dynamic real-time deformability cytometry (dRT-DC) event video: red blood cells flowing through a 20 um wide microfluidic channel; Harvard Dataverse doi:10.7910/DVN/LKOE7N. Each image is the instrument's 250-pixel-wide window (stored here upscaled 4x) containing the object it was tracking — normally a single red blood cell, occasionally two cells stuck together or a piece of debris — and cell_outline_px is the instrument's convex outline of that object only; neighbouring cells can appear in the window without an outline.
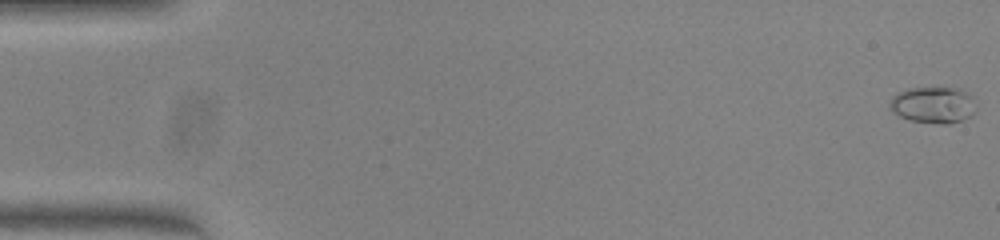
{"species": "common noctule bat (a hibernating species)", "species_latin": "Nyctalus noctula", "temperature_condition": "warm", "stored_images_in_passage": 51, "camera_frame_rate_fps": 3000, "um_per_image_px": 0.085, "animal": {"sex": "female", "body_mass_g": 23.0, "forearm_length_mm": 53.4}, "frame": {"image": 1, "passage_image": 1, "time_ms": 0.0, "image_size_px": [1000, 240], "cell_outline_px": [[976, 112], [972, 116], [948, 124], [944, 124], [908, 120], [900, 116], [888, 108], [888, 104], [892, 96], [908, 88], [960, 88], [976, 96]], "centroid_in_image_um": [79.38, 8.91], "position_along_channel_um": 5.6, "area_um2": 18.73}}
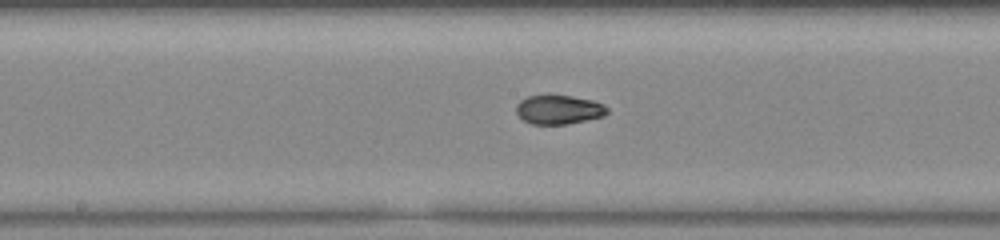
{"frame": {"image": 2, "passage_image": 27, "time_ms": 8.667, "image_size_px": [1000, 240], "cell_outline_px": [[608, 112], [604, 116], [568, 124], [532, 124], [524, 120], [516, 112], [516, 104], [520, 100], [528, 96], [572, 96], [592, 100], [604, 104], [608, 108]], "centroid_in_image_um": [47.51, 9.32], "position_along_channel_um": 200.7, "area_um2": 15.32}}
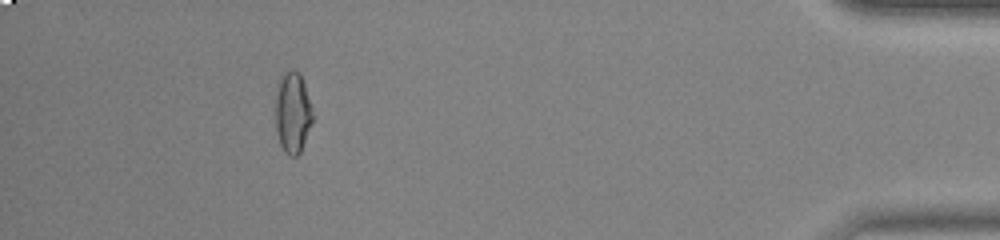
{"frame": {"image": 3, "passage_image": 47, "time_ms": 15.333, "image_size_px": [1000, 240], "cell_outline_px": [[312, 120], [300, 152], [296, 156], [288, 156], [284, 152], [280, 144], [276, 132], [276, 80], [284, 72], [292, 68], [300, 72], [312, 108]], "centroid_in_image_um": [24.84, 9.52], "position_along_channel_um": 410.4, "area_um2": 17.69}, "authors_computed_cell_mechanics": {"area_um2": 16.184, "velocity_mm_per_s": 4.0466, "shape_relaxation_time_tau1_ms": 6.664, "shape_relaxation_time_tau2_ms": 1.3443, "deformation_change_tau1": 0.2154, "deformation_change_tau2": 0.0551}}